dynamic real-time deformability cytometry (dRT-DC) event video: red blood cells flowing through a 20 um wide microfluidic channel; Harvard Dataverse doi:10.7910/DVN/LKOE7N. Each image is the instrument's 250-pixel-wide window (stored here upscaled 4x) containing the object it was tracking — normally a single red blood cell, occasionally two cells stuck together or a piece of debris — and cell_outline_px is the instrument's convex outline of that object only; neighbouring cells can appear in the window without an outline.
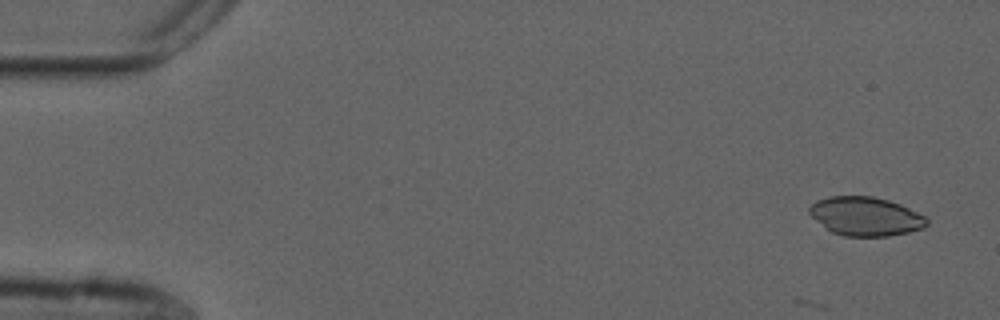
{"species": "common noctule bat (a hibernating species)", "species_latin": "Nyctalus noctula", "temperature_condition": "cold", "stored_images_in_passage": 17, "camera_frame_rate_fps": 3000, "um_per_image_px": 0.085, "animal": {"sex": "male", "forearm_length_mm": 52.5}, "frame": {"image": 1, "passage_image": 2, "time_ms": 0.333, "image_size_px": [1000, 320], "cell_outline_px": [[928, 224], [924, 228], [908, 232], [888, 236], [844, 236], [832, 232], [824, 228], [808, 212], [808, 208], [816, 200], [828, 196], [872, 196], [888, 200], [900, 204], [924, 216], [928, 220]], "centroid_in_image_um": [73.55, 18.39], "position_along_channel_um": 11.5, "area_um2": 26.59}}